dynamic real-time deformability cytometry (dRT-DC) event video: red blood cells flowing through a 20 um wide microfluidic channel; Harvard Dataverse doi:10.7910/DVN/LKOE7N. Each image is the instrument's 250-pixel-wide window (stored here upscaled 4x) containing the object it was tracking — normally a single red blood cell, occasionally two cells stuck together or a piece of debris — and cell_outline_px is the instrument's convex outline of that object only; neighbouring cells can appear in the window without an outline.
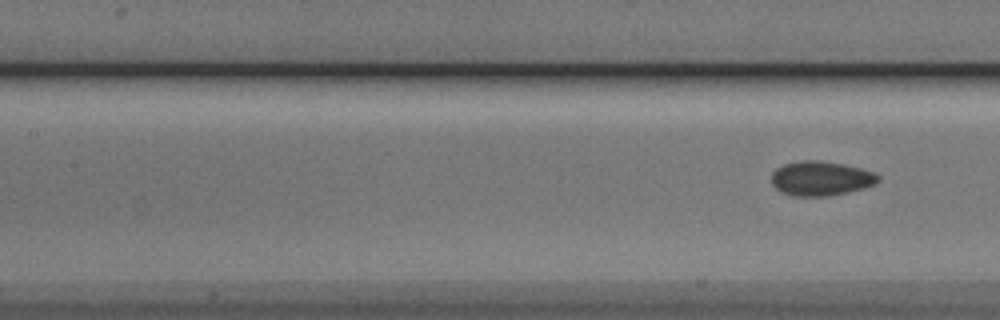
{"species": "Egyptian fruit bat (a non-hibernating species)", "species_latin": "Rousettus aegyptiacus", "temperature_condition": "cold", "stored_images_in_passage": 8, "segment_of_instrument_passage": [2, 2], "camera_frame_rate_fps": 3000, "um_per_image_px": 0.085, "animal": {"sex": "male"}, "frame": {"image": 1, "passage_image": 8, "time_ms": 2.333, "image_size_px": [1000, 320], "cell_outline_px": [[880, 180], [876, 184], [864, 188], [848, 192], [828, 196], [792, 196], [780, 192], [772, 184], [772, 172], [776, 168], [784, 164], [804, 160], [820, 160], [844, 164], [860, 168], [872, 172], [880, 176]], "centroid_in_image_um": [69.77, 15.17], "position_along_channel_um": 137.6, "area_um2": 21.56}}